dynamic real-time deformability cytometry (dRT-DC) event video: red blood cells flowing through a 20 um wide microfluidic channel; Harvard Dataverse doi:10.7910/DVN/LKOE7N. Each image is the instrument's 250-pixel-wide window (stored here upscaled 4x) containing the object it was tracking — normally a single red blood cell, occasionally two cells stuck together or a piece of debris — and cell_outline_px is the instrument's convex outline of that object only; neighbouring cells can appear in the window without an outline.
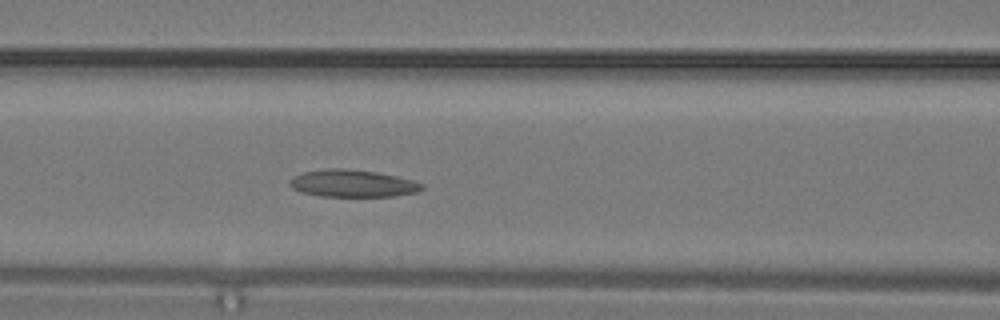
{"species": "common noctule bat (a hibernating species)", "species_latin": "Nyctalus noctula", "temperature_condition": "warm", "stored_images_in_passage": 13, "camera_frame_rate_fps": 3000, "um_per_image_px": 0.085, "animal": {"sex": "male", "body_mass_g": 19.2, "forearm_length_mm": 51.8}, "frame": {"image": 1, "passage_image": 13, "time_ms": 4.0, "image_size_px": [1000, 320], "cell_outline_px": [[424, 188], [420, 192], [396, 196], [320, 196], [300, 192], [292, 188], [288, 184], [288, 180], [292, 176], [304, 172], [328, 168], [344, 168], [376, 172], [396, 176], [412, 180], [424, 184]], "centroid_in_image_um": [29.96, 15.59], "position_along_channel_um": 136.6, "area_um2": 21.21}}